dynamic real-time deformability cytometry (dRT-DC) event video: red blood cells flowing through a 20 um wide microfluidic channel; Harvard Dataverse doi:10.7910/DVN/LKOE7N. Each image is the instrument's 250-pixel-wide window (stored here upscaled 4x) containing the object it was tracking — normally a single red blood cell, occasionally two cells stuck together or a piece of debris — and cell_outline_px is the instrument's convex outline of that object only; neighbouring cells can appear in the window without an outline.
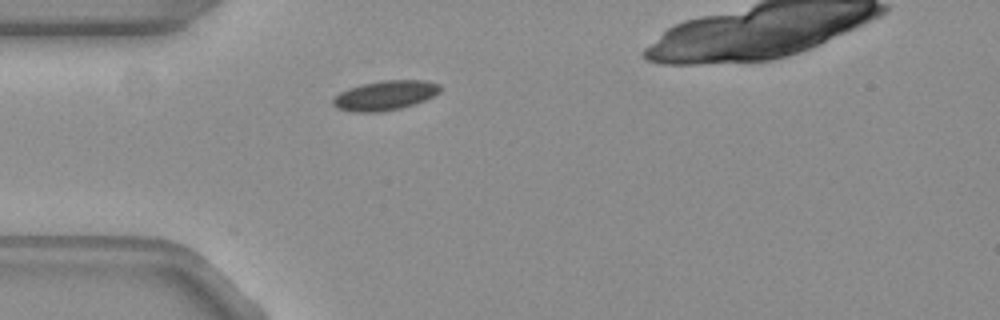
{"species": "common noctule bat (a hibernating species)", "species_latin": "Nyctalus noctula", "temperature_condition": "warm", "stored_images_in_passage": 28, "camera_frame_rate_fps": 3000, "um_per_image_px": 0.085, "animal": {"sex": "female", "body_mass_g": 19.3, "forearm_length_mm": 54.1}, "frame": {"image": 1, "passage_image": 1, "time_ms": 0.0, "image_size_px": [1000, 320], "cell_outline_px": [[440, 92], [416, 104], [384, 112], [352, 112], [336, 108], [332, 104], [332, 96], [348, 88], [360, 84], [380, 80], [424, 80], [440, 84]], "centroid_in_image_um": [32.68, 8.11], "position_along_channel_um": 52.3, "area_um2": 18.79}}
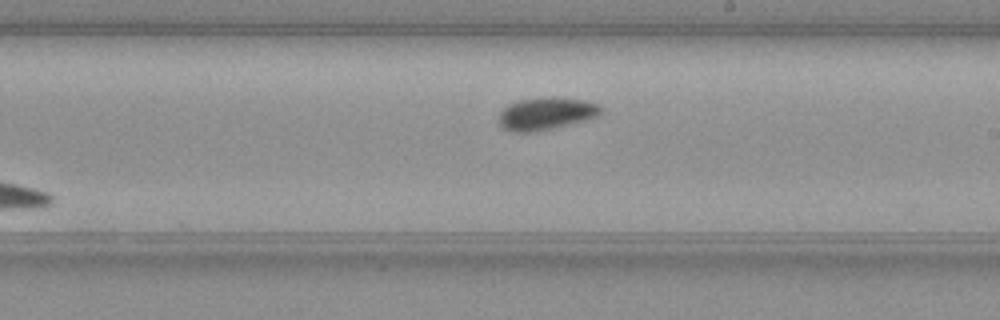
{"frame": {"image": 2, "passage_image": 17, "time_ms": 5.333, "image_size_px": [1000, 320], "cell_outline_px": [[600, 112], [596, 116], [588, 120], [552, 128], [528, 132], [516, 132], [504, 128], [500, 124], [500, 112], [508, 104], [520, 100], [552, 96], [560, 96], [584, 100], [600, 104]], "centroid_in_image_um": [46.45, 9.63], "position_along_channel_um": 242.6, "area_um2": 19.19}}
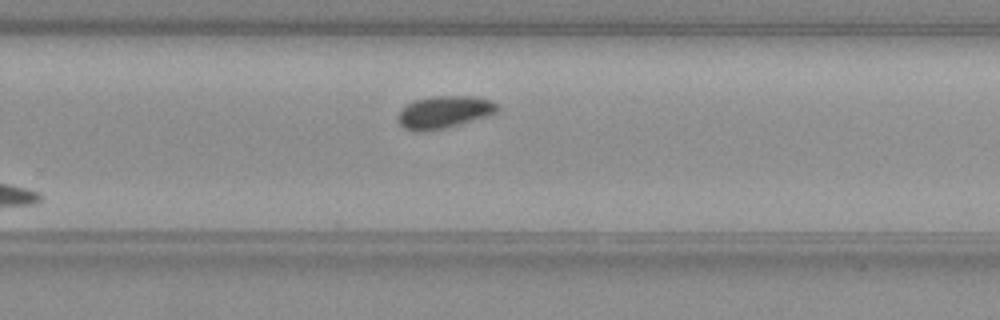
{"frame": {"image": 3, "passage_image": 21, "time_ms": 6.667, "image_size_px": [1000, 320], "cell_outline_px": [[500, 108], [496, 112], [488, 116], [444, 128], [424, 132], [412, 132], [404, 128], [396, 120], [400, 112], [408, 104], [416, 100], [432, 96], [472, 96], [488, 100], [496, 104]], "centroid_in_image_um": [37.72, 9.54], "position_along_channel_um": 292.1, "area_um2": 18.61}}